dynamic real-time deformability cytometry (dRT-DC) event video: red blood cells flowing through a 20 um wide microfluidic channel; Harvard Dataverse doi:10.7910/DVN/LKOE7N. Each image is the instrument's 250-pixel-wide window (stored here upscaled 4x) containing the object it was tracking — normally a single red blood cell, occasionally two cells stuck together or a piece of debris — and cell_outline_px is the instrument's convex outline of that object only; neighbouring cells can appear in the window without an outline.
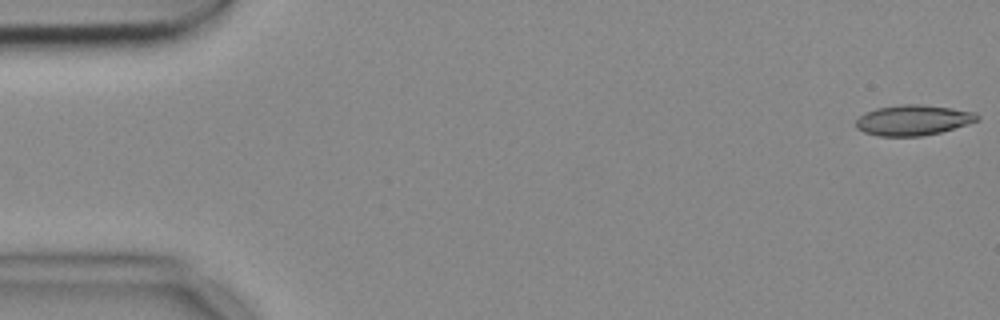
{"species": "common noctule bat (a hibernating species)", "species_latin": "Nyctalus noctula", "temperature_condition": "cold", "stored_images_in_passage": 54, "camera_frame_rate_fps": 3000, "um_per_image_px": 0.085, "animal": {"sex": "female", "body_mass_g": 18.4}, "frame": {"image": 1, "passage_image": 1, "time_ms": 0.0, "image_size_px": [1000, 320], "cell_outline_px": [[980, 120], [968, 124], [940, 132], [920, 136], [880, 136], [864, 132], [856, 128], [856, 120], [860, 116], [876, 108], [900, 104], [920, 104], [952, 108], [976, 112], [980, 116]], "centroid_in_image_um": [77.65, 10.2], "position_along_channel_um": 7.4, "area_um2": 21.5}}
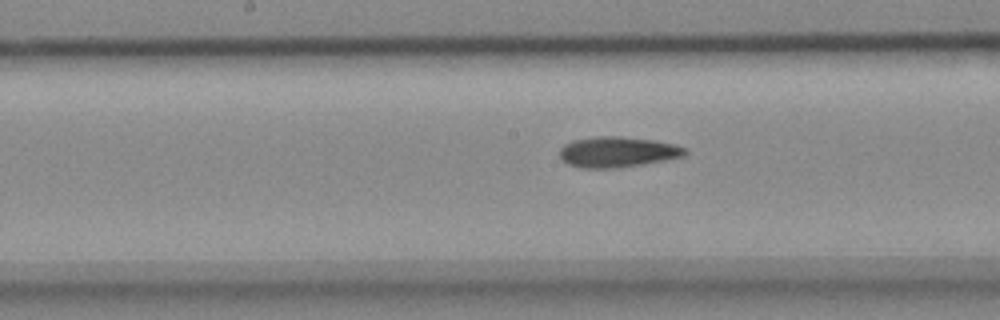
{"frame": {"image": 2, "passage_image": 27, "time_ms": 8.667, "image_size_px": [1000, 320], "cell_outline_px": [[688, 152], [684, 156], [644, 164], [616, 168], [580, 168], [568, 164], [560, 156], [560, 148], [564, 144], [572, 140], [600, 136], [620, 136], [656, 140], [676, 144], [688, 148]], "centroid_in_image_um": [52.53, 12.91], "position_along_channel_um": 195.7, "area_um2": 22.54}}
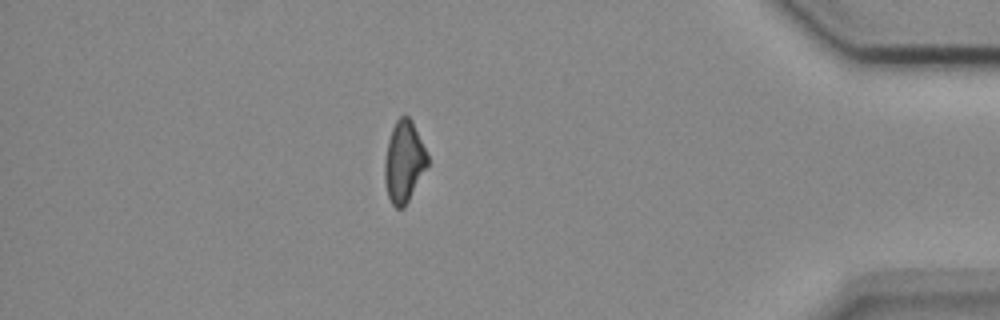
{"frame": {"image": 3, "passage_image": 47, "time_ms": 15.333, "image_size_px": [1000, 320], "cell_outline_px": [[428, 164], [404, 208], [396, 208], [392, 204], [388, 196], [384, 180], [384, 160], [388, 140], [392, 128], [396, 120], [400, 116], [408, 116], [412, 120], [428, 156]], "centroid_in_image_um": [34.31, 13.74], "position_along_channel_um": 400.9, "area_um2": 20.17}}